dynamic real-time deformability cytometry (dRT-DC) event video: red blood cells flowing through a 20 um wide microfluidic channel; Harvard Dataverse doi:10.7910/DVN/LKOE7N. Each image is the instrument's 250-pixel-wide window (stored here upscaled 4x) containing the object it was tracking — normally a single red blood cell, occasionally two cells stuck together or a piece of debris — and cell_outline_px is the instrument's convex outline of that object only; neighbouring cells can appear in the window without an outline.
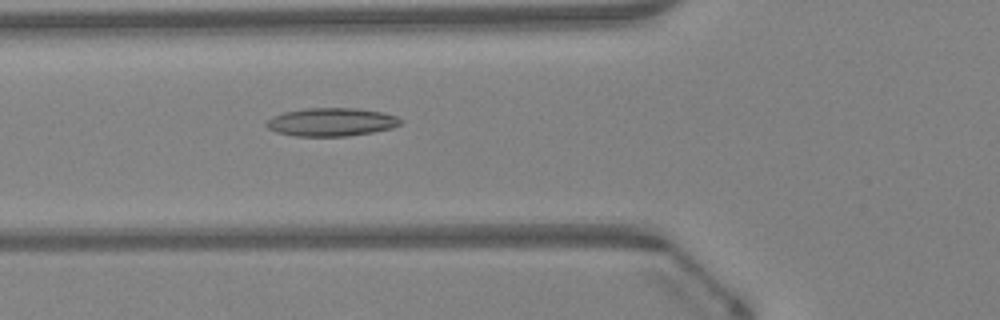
{"species": "Egyptian fruit bat (a non-hibernating species)", "species_latin": "Rousettus aegyptiacus", "temperature_condition": "warm", "stored_images_in_passage": 28, "camera_frame_rate_fps": 3000, "um_per_image_px": 0.085, "animal": {"sex": "female"}, "frame": {"image": 1, "passage_image": 6, "time_ms": 1.667, "image_size_px": [1000, 320], "cell_outline_px": [[404, 120], [400, 124], [392, 128], [372, 132], [348, 136], [296, 136], [276, 132], [268, 128], [264, 124], [272, 116], [284, 112], [308, 108], [356, 108], [384, 112], [396, 116]], "centroid_in_image_um": [28.18, 10.37], "position_along_channel_um": 97.6, "area_um2": 22.14}}
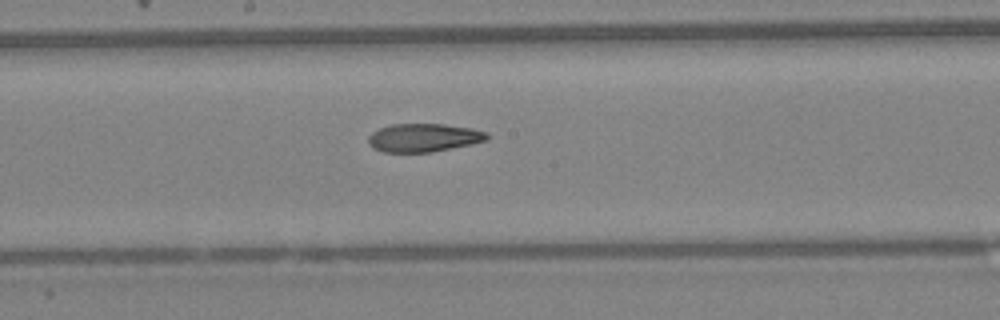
{"frame": {"image": 2, "passage_image": 14, "time_ms": 4.333, "image_size_px": [1000, 320], "cell_outline_px": [[488, 140], [472, 144], [432, 152], [384, 152], [372, 148], [368, 144], [368, 136], [372, 132], [380, 128], [392, 124], [444, 124], [472, 128], [488, 132]], "centroid_in_image_um": [36.01, 11.7], "position_along_channel_um": 212.2, "area_um2": 19.71}}
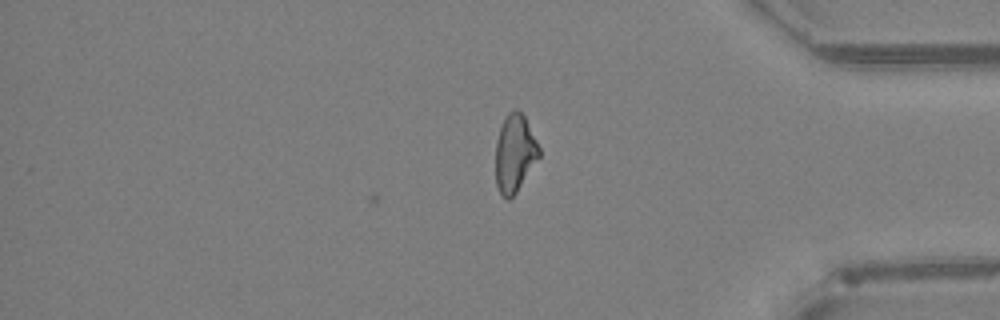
{"frame": {"image": 3, "passage_image": 28, "time_ms": 9.0, "image_size_px": [1000, 320], "cell_outline_px": [[540, 156], [516, 192], [508, 200], [504, 200], [496, 184], [496, 140], [500, 128], [508, 112], [516, 108], [524, 116], [540, 148]], "centroid_in_image_um": [43.74, 13.04], "position_along_channel_um": 391.5, "area_um2": 19.48}, "authors_computed_cell_mechanics": {"area_um2": 20.23, "velocity_mm_per_s": 4.3093, "shape_relaxation_time_tau1_ms": 9.8518, "shape_relaxation_time_tau2_ms": 3.7302, "deformation_change_tau1": 0.2494, "deformation_change_tau2": 0.1237}}